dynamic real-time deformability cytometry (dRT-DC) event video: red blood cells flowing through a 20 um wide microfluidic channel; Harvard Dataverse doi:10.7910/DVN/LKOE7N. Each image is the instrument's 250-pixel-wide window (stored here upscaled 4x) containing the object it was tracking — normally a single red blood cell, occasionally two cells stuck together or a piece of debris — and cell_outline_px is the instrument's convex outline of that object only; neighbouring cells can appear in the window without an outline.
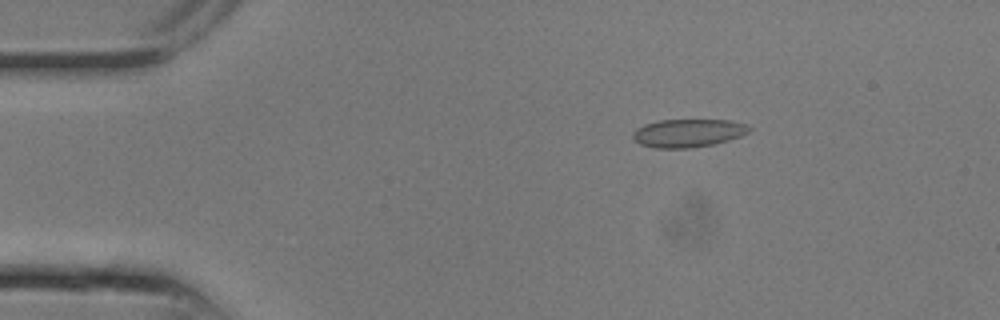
{"species": "common noctule bat (a hibernating species)", "species_latin": "Nyctalus noctula", "temperature_condition": "room temperature", "stored_images_in_passage": 10, "camera_frame_rate_fps": 3000, "um_per_image_px": 0.085, "animal": {"sex": "male", "body_mass_g": 13.3}, "frame": {"image": 1, "passage_image": 4, "time_ms": 1.0, "image_size_px": [1000, 320], "cell_outline_px": [[752, 128], [748, 132], [740, 136], [716, 144], [692, 148], [656, 148], [640, 144], [632, 140], [632, 132], [636, 128], [644, 124], [660, 120], [728, 120], [744, 124]], "centroid_in_image_um": [58.44, 11.32], "position_along_channel_um": 26.6, "area_um2": 19.19}}
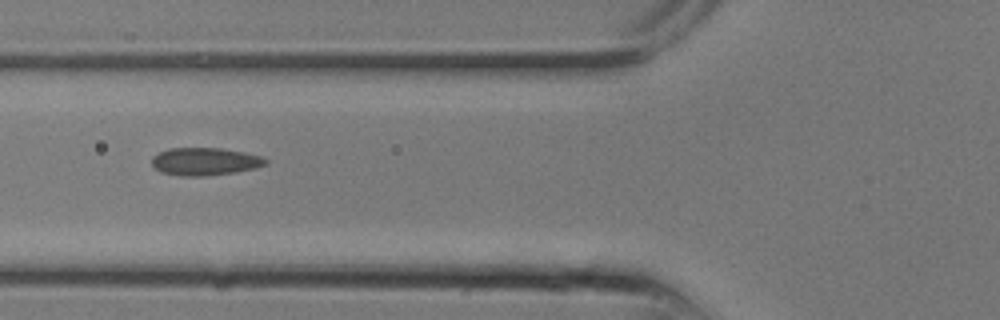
{"frame": {"image": 2, "passage_image": 9, "time_ms": 2.667, "image_size_px": [1000, 320], "cell_outline_px": [[268, 164], [256, 168], [236, 172], [204, 176], [180, 176], [160, 172], [152, 164], [152, 156], [168, 148], [220, 148], [244, 152], [260, 156], [268, 160]], "centroid_in_image_um": [17.42, 13.73], "position_along_channel_um": 108.4, "area_um2": 18.44}}